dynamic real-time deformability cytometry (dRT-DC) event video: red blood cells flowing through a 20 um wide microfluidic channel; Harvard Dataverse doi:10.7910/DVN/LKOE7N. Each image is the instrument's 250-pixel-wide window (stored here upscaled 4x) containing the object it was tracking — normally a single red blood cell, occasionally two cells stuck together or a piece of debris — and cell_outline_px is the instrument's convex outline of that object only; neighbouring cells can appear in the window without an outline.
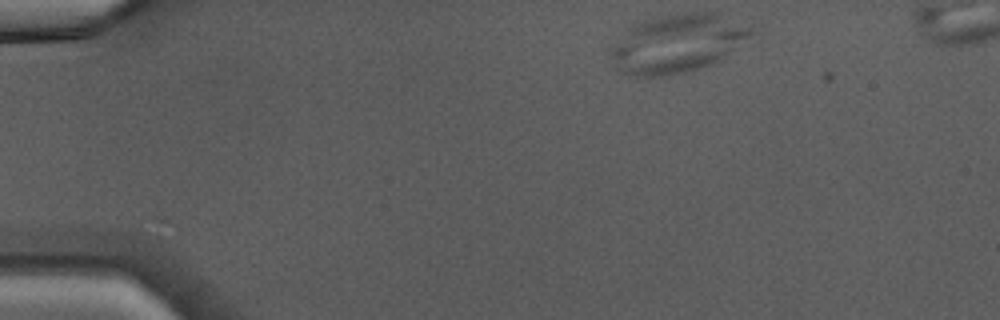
{"species": "Egyptian fruit bat (a non-hibernating species)", "species_latin": "Rousettus aegyptiacus", "temperature_condition": "warm", "stored_images_in_passage": 39, "camera_frame_rate_fps": 3000, "um_per_image_px": 0.085, "animal": {"sex": "male"}, "frame": {"image": 1, "passage_image": 1, "time_ms": 0.0, "image_size_px": [1000, 320], "cell_outline_px": [[752, 32], [728, 52], [716, 60], [708, 64], [684, 72], [660, 76], [636, 76], [620, 72], [608, 52], [628, 28], [632, 24], [644, 20], [660, 16], [680, 12], [720, 12], [752, 28]], "centroid_in_image_um": [57.5, 3.65], "position_along_channel_um": 27.5, "area_um2": 46.82}}
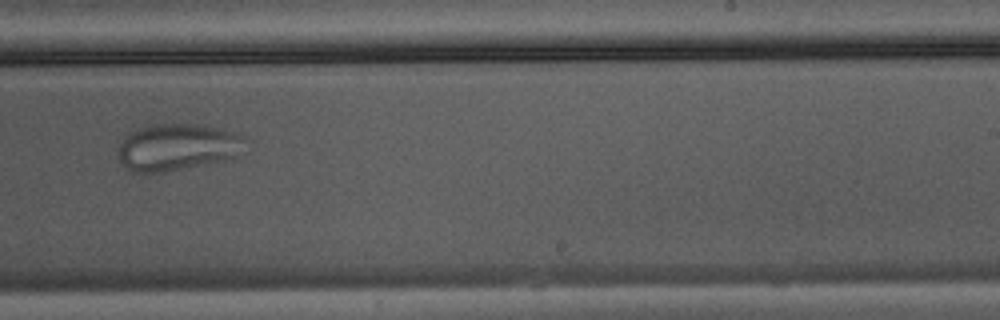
{"frame": {"image": 2, "passage_image": 23, "time_ms": 7.333, "image_size_px": [1000, 320], "cell_outline_px": [[248, 140], [240, 156], [232, 160], [160, 172], [132, 172], [120, 160], [120, 144], [128, 132], [148, 124], [196, 124], [216, 128], [248, 136]], "centroid_in_image_um": [15.17, 12.5], "position_along_channel_um": 273.8, "area_um2": 35.03}}
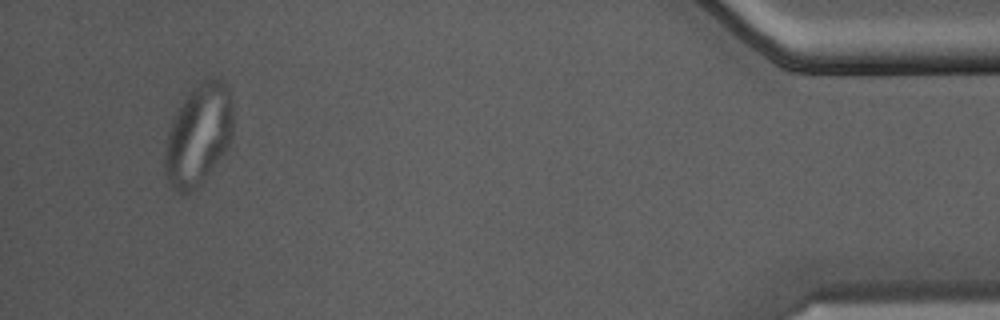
{"frame": {"image": 3, "passage_image": 37, "time_ms": 12.0, "image_size_px": [1000, 320], "cell_outline_px": [[232, 136], [228, 144], [220, 156], [200, 184], [196, 188], [180, 196], [172, 188], [164, 176], [164, 148], [168, 132], [172, 120], [176, 112], [184, 100], [204, 80], [220, 80], [228, 88], [232, 100]], "centroid_in_image_um": [16.82, 11.54], "position_along_channel_um": 418.4, "area_um2": 39.48}}